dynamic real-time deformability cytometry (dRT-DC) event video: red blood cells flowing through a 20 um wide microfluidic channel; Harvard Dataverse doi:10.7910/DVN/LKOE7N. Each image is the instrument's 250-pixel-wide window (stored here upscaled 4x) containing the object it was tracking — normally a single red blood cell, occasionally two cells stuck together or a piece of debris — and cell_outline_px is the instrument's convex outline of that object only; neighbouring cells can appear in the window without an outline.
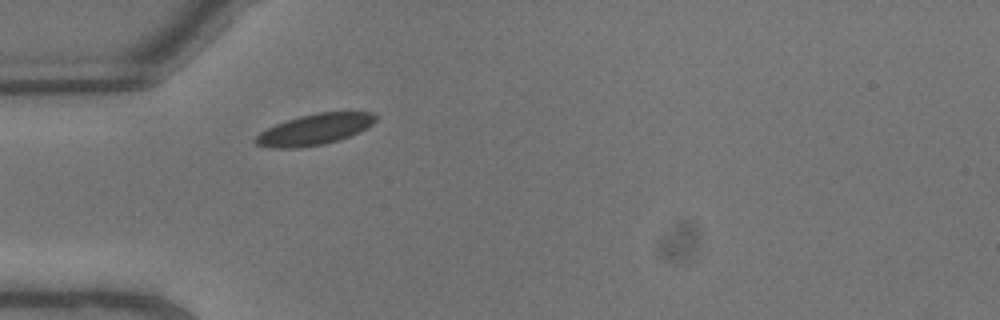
{"species": "common noctule bat (a hibernating species)", "species_latin": "Nyctalus noctula", "temperature_condition": "warm", "stored_images_in_passage": 1, "camera_frame_rate_fps": 3000, "um_per_image_px": 0.085, "animal": {"sex": "male", "body_mass_g": 13.3}, "frame": {"image": 1, "passage_image": 1, "time_ms": 0.0, "image_size_px": [1000, 320], "cell_outline_px": [[376, 120], [372, 124], [360, 132], [340, 140], [324, 144], [296, 148], [268, 148], [256, 144], [252, 140], [260, 132], [276, 124], [300, 116], [316, 112], [372, 112], [376, 116]], "centroid_in_image_um": [26.73, 11.01], "position_along_channel_um": 58.3, "area_um2": 21.68}}